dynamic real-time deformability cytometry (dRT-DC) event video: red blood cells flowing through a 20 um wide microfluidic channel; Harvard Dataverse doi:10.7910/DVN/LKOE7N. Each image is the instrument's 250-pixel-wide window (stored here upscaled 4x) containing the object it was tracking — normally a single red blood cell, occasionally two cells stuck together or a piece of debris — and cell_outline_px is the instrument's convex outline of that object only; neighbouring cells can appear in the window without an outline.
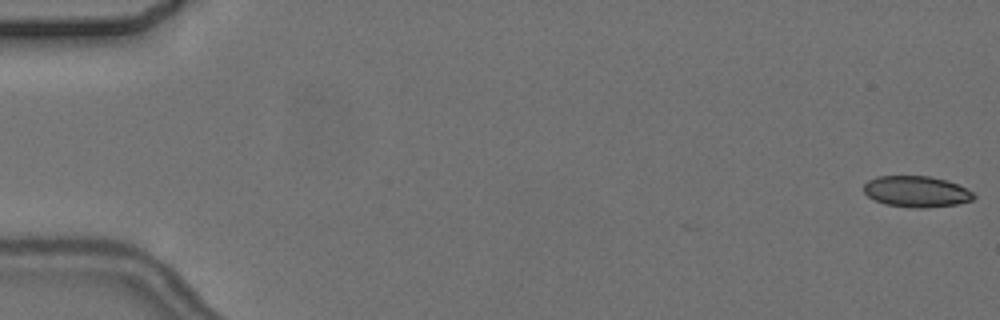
{"species": "common noctule bat (a hibernating species)", "species_latin": "Nyctalus noctula", "temperature_condition": "cold", "stored_images_in_passage": 4, "camera_frame_rate_fps": 3000, "um_per_image_px": 0.085, "animal": {"sex": "female", "body_mass_g": 24.6, "forearm_length_mm": 56.2}, "frame": {"image": 1, "passage_image": 1, "time_ms": 0.0, "image_size_px": [1000, 320], "cell_outline_px": [[976, 196], [972, 200], [956, 204], [924, 208], [912, 208], [884, 204], [868, 196], [864, 192], [864, 184], [868, 180], [876, 176], [928, 176], [944, 180], [956, 184], [972, 192]], "centroid_in_image_um": [77.86, 16.29], "position_along_channel_um": 7.1, "area_um2": 19.77}}